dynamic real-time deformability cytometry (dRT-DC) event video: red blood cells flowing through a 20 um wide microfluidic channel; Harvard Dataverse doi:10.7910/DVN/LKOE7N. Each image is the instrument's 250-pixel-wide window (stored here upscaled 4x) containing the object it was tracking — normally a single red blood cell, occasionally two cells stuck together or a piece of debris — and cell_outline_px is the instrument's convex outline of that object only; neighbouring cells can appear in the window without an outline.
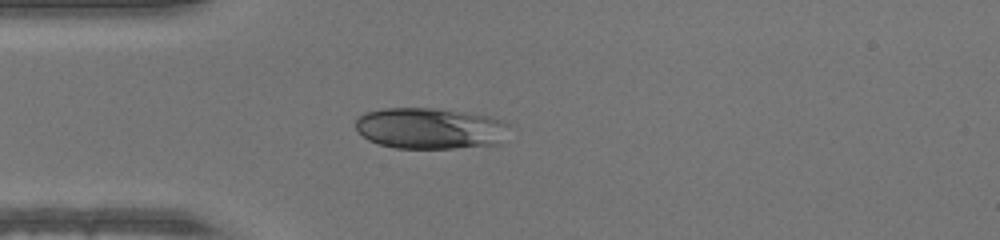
{"species": "human", "species_latin": "Homo sapiens", "temperature_condition": "warm", "stored_images_in_passage": 36, "camera_frame_rate_fps": 3000, "um_per_image_px": 0.085, "donor": {"sex": "male"}, "frame": {"image": 1, "passage_image": 1, "time_ms": 0.0, "image_size_px": [1000, 240], "cell_outline_px": [[508, 124], [500, 144], [456, 148], [396, 148], [380, 144], [368, 140], [356, 128], [356, 120], [364, 112], [384, 108], [436, 108], [464, 112], [488, 116], [504, 120]], "centroid_in_image_um": [36.55, 10.9], "position_along_channel_um": 48.5, "area_um2": 36.76}}
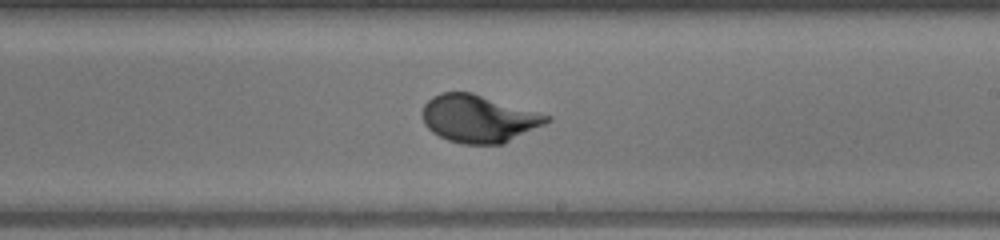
{"frame": {"image": 2, "passage_image": 16, "time_ms": 5.0, "image_size_px": [1000, 240], "cell_outline_px": [[552, 120], [504, 144], [460, 144], [448, 140], [432, 132], [424, 124], [420, 112], [424, 104], [432, 96], [440, 92], [472, 92], [552, 116]], "centroid_in_image_um": [40.66, 10.08], "position_along_channel_um": 248.3, "area_um2": 34.68}}
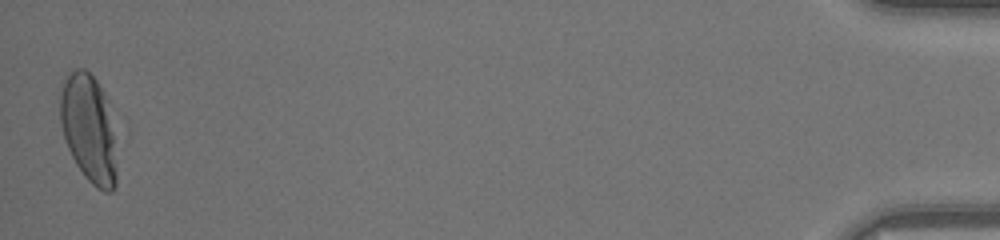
{"frame": {"image": 3, "passage_image": 36, "time_ms": 11.667, "image_size_px": [1000, 240], "cell_outline_px": [[116, 184], [112, 192], [104, 192], [96, 188], [84, 176], [76, 164], [68, 148], [60, 124], [60, 96], [64, 80], [76, 68], [84, 68], [96, 80], [104, 96], [116, 136]], "centroid_in_image_um": [7.56, 10.99], "position_along_channel_um": 427.6, "area_um2": 35.55}}